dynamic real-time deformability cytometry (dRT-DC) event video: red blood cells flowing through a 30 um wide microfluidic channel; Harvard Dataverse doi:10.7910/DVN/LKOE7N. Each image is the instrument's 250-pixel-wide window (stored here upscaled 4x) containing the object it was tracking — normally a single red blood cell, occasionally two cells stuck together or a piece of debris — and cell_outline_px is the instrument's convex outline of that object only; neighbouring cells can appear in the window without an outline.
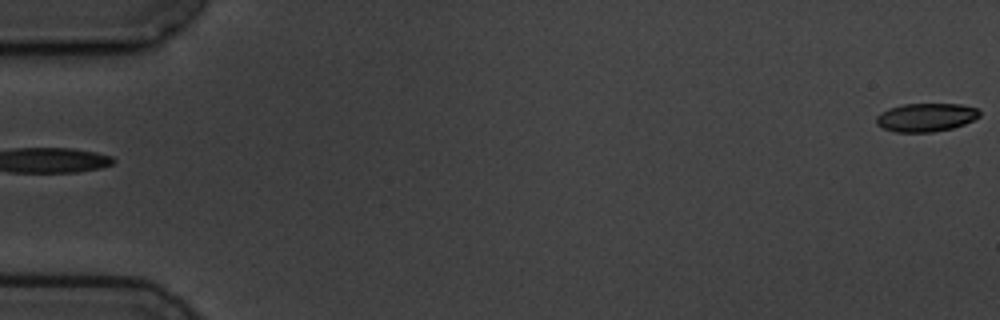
{"species": "common noctule bat (a hibernating species)", "species_latin": "Nyctalus noctula", "temperature_condition": "cold", "stored_images_in_passage": 5, "segment_of_instrument_passage": [2, 2], "camera_frame_rate_fps": 3000, "um_per_image_px": 0.085, "animal": {"sex": "male", "body_mass_g": 19.5, "forearm_length_mm": 54.6}, "frame": {"image": 1, "passage_image": 5, "time_ms": 5.333, "image_size_px": [1000, 320], "cell_outline_px": [[980, 116], [964, 124], [952, 128], [932, 132], [896, 132], [884, 128], [876, 124], [876, 116], [880, 112], [888, 108], [904, 104], [960, 104], [976, 108], [980, 112]], "centroid_in_image_um": [78.68, 9.97], "position_along_channel_um": 6.3, "area_um2": 17.05}}